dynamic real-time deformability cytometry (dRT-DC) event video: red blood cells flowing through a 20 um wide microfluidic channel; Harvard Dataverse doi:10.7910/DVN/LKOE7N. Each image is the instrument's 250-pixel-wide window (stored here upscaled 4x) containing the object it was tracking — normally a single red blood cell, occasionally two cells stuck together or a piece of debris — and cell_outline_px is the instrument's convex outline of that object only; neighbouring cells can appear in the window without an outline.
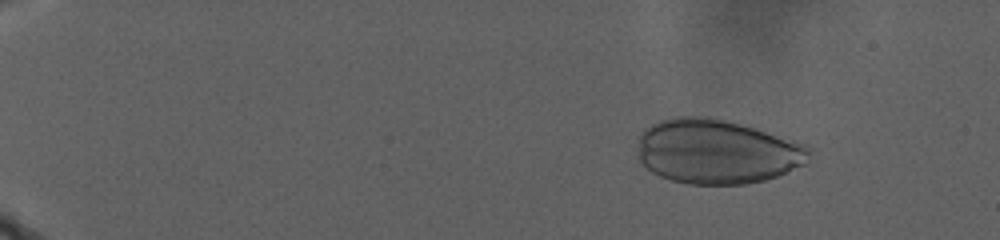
{"species": "human", "species_latin": "Homo sapiens", "temperature_condition": "warm", "stored_images_in_passage": 91, "camera_frame_rate_fps": 3000, "um_per_image_px": 0.085, "donor": {"sex": "male"}, "frame": {"image": 1, "passage_image": 16, "time_ms": 4.667, "image_size_px": [1000, 240], "cell_outline_px": [[812, 148], [808, 164], [776, 176], [764, 180], [744, 184], [688, 184], [672, 180], [660, 176], [652, 172], [640, 164], [636, 160], [636, 156], [640, 136], [644, 128], [660, 120], [676, 116], [704, 116], [724, 120], [740, 124], [796, 140], [808, 144]], "centroid_in_image_um": [60.94, 12.88], "position_along_channel_um": 24.1, "area_um2": 65.2}}
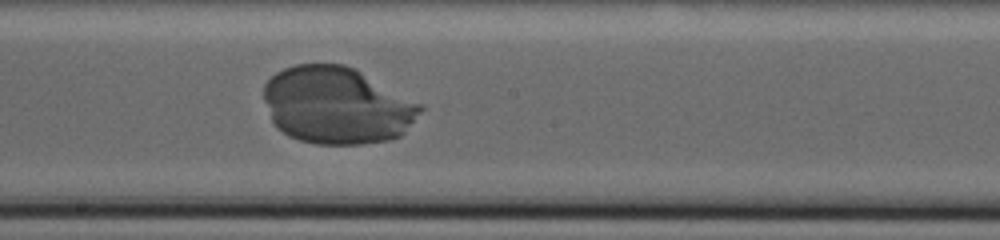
{"frame": {"image": 2, "passage_image": 64, "time_ms": 20.0, "image_size_px": [1000, 240], "cell_outline_px": [[424, 108], [404, 132], [400, 136], [388, 140], [360, 144], [316, 144], [300, 140], [288, 136], [276, 128], [272, 124], [264, 100], [264, 84], [276, 72], [284, 68], [296, 64], [344, 64], [424, 104]], "centroid_in_image_um": [28.61, 8.97], "position_along_channel_um": 219.6, "area_um2": 70.34}}
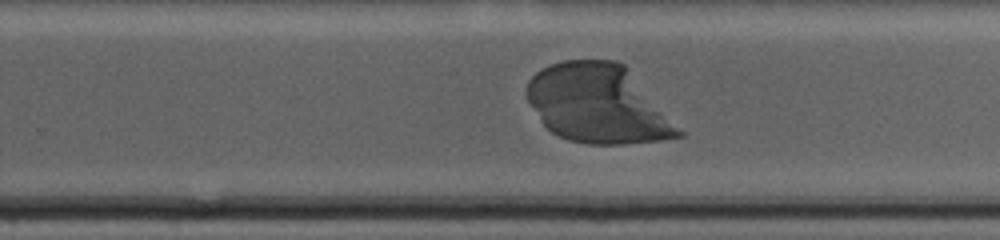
{"frame": {"image": 3, "passage_image": 73, "time_ms": 22.667, "image_size_px": [1000, 240], "cell_outline_px": [[684, 136], [660, 140], [624, 144], [588, 144], [568, 140], [552, 132], [540, 120], [528, 100], [524, 92], [528, 80], [536, 72], [552, 64], [564, 60], [616, 60], [624, 64], [684, 132]], "centroid_in_image_um": [50.82, 8.84], "position_along_channel_um": 279.0, "area_um2": 69.07}}